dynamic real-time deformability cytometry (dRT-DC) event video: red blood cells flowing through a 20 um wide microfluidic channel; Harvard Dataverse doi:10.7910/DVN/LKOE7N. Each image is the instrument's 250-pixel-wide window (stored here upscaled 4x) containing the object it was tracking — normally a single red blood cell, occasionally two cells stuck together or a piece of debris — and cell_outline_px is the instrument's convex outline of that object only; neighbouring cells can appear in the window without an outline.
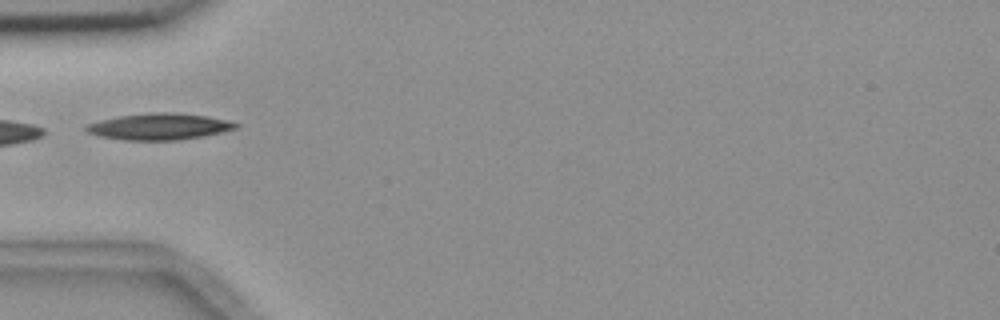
{"species": "common noctule bat (a hibernating species)", "species_latin": "Nyctalus noctula", "temperature_condition": "room temperature", "stored_images_in_passage": 3, "camera_frame_rate_fps": 3000, "um_per_image_px": 0.085, "animal": {"sex": "female", "body_mass_g": 18.4}, "frame": {"image": 1, "passage_image": 2, "time_ms": 1.333, "image_size_px": [1000, 320], "cell_outline_px": [[240, 124], [236, 128], [204, 136], [180, 140], [124, 140], [100, 136], [88, 132], [84, 128], [88, 124], [100, 120], [120, 116], [152, 112], [176, 112], [208, 116], [228, 120]], "centroid_in_image_um": [13.56, 10.75], "position_along_channel_um": 71.4, "area_um2": 23.0}}